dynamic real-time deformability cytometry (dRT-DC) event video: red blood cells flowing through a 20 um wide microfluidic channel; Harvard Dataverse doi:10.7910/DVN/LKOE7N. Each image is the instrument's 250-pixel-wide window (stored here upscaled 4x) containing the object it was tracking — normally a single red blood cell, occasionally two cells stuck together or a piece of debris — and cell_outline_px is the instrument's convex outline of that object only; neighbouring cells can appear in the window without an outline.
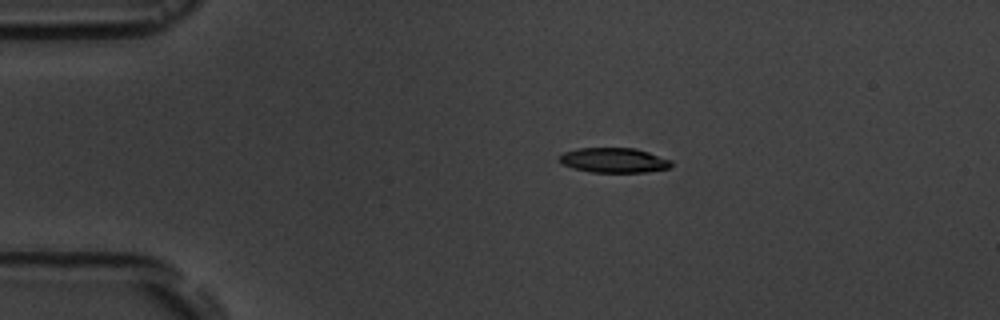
{"species": "common noctule bat (a hibernating species)", "species_latin": "Nyctalus noctula", "temperature_condition": "room temperature", "stored_images_in_passage": 4, "camera_frame_rate_fps": 3000, "um_per_image_px": 0.085, "animal": {"sex": "male", "body_mass_g": 19.5, "forearm_length_mm": 54.6}, "frame": {"image": 1, "passage_image": 2, "time_ms": 2.0, "image_size_px": [1000, 320], "cell_outline_px": [[672, 164], [668, 168], [644, 172], [588, 172], [572, 168], [556, 160], [564, 152], [576, 148], [636, 148], [672, 160]], "centroid_in_image_um": [52.15, 13.62], "position_along_channel_um": 32.9, "area_um2": 16.24}}
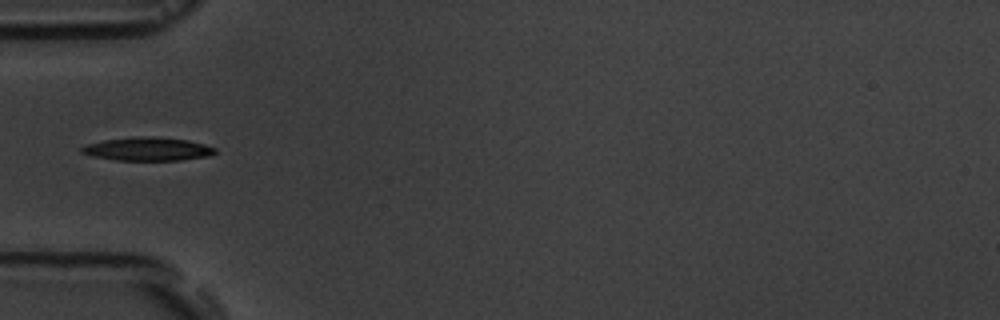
{"frame": {"image": 2, "passage_image": 4, "time_ms": 4.333, "image_size_px": [1000, 320], "cell_outline_px": [[216, 152], [208, 156], [180, 160], [116, 160], [92, 156], [80, 152], [80, 148], [88, 144], [104, 140], [136, 136], [156, 136], [188, 140], [204, 144], [216, 148]], "centroid_in_image_um": [12.55, 12.66], "position_along_channel_um": 72.4, "area_um2": 18.21}}